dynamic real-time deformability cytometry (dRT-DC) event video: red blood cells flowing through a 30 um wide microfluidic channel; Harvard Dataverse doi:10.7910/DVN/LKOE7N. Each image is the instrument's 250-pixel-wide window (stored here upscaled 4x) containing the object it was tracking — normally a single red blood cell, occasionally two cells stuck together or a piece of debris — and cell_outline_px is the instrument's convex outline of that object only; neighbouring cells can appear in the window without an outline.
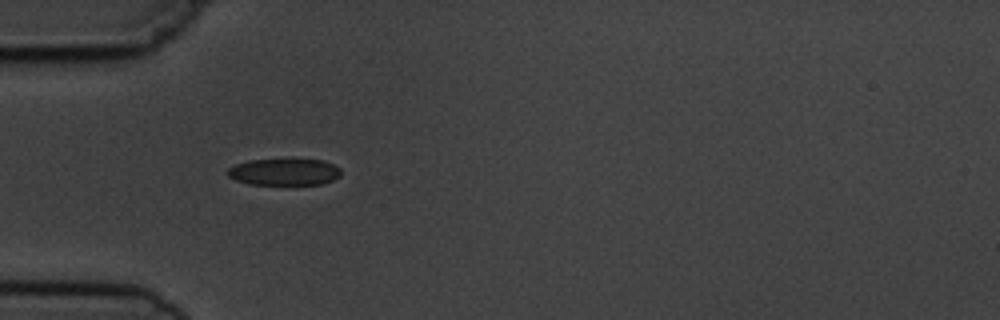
{"species": "common noctule bat (a hibernating species)", "species_latin": "Nyctalus noctula", "temperature_condition": "cold", "stored_images_in_passage": 1, "camera_frame_rate_fps": 3000, "um_per_image_px": 0.085, "animal": {"sex": "male", "body_mass_g": 19.5, "forearm_length_mm": 54.6}, "frame": {"image": 1, "passage_image": 1, "time_ms": 0.0, "image_size_px": [1000, 320], "cell_outline_px": [[340, 176], [332, 180], [320, 184], [248, 184], [236, 180], [228, 176], [228, 168], [236, 164], [248, 160], [324, 160], [340, 168]], "centroid_in_image_um": [24.15, 14.62], "position_along_channel_um": 60.8, "area_um2": 17.4}}